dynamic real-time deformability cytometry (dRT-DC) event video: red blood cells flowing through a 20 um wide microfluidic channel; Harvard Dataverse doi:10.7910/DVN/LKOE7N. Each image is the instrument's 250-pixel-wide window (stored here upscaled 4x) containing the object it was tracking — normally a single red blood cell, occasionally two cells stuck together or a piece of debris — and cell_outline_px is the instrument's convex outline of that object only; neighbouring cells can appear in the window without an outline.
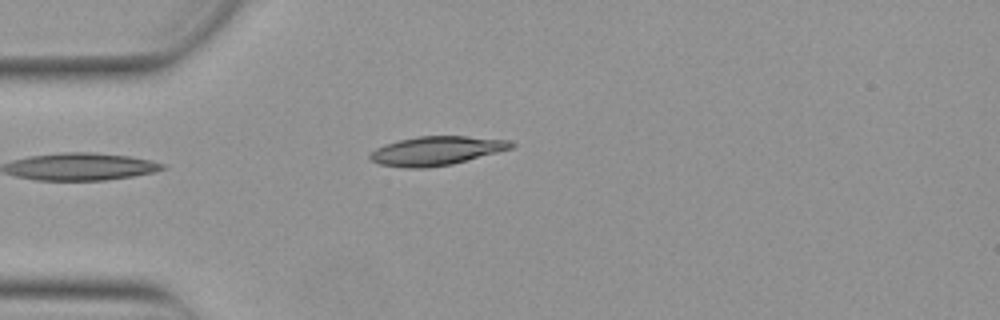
{"species": "Egyptian fruit bat (a non-hibernating species)", "species_latin": "Rousettus aegyptiacus", "temperature_condition": "warm", "stored_images_in_passage": 25, "camera_frame_rate_fps": 3000, "um_per_image_px": 0.085, "animal": {"sex": "female"}, "frame": {"image": 1, "passage_image": 1, "time_ms": 0.0, "image_size_px": [1000, 320], "cell_outline_px": [[516, 144], [512, 148], [452, 164], [428, 168], [404, 168], [380, 164], [372, 160], [368, 156], [376, 148], [384, 144], [416, 136], [464, 136], [512, 140]], "centroid_in_image_um": [37.1, 12.81], "position_along_channel_um": 47.9, "area_um2": 23.76}}
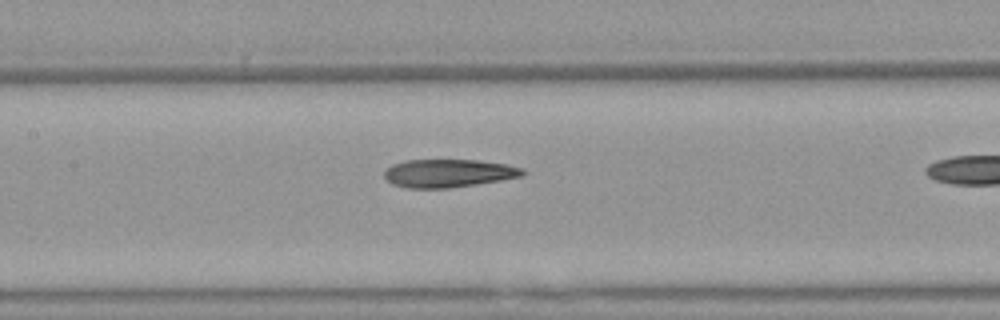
{"frame": {"image": 2, "passage_image": 8, "time_ms": 2.333, "image_size_px": [1000, 320], "cell_outline_px": [[528, 172], [524, 176], [476, 184], [448, 188], [408, 188], [392, 184], [384, 176], [384, 172], [392, 164], [404, 160], [480, 160], [504, 164], [520, 168]], "centroid_in_image_um": [38.12, 14.72], "position_along_channel_um": 169.3, "area_um2": 22.6}}
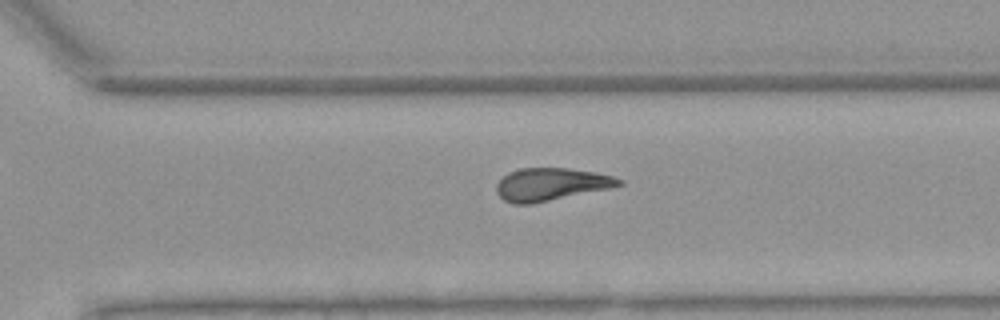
{"frame": {"image": 3, "passage_image": 20, "time_ms": 6.333, "image_size_px": [1000, 320], "cell_outline_px": [[624, 184], [612, 188], [532, 204], [512, 204], [504, 200], [496, 192], [496, 184], [508, 172], [520, 168], [568, 168], [596, 172], [612, 176], [624, 180]], "centroid_in_image_um": [46.85, 15.67], "position_along_channel_um": 323.7, "area_um2": 23.52}}